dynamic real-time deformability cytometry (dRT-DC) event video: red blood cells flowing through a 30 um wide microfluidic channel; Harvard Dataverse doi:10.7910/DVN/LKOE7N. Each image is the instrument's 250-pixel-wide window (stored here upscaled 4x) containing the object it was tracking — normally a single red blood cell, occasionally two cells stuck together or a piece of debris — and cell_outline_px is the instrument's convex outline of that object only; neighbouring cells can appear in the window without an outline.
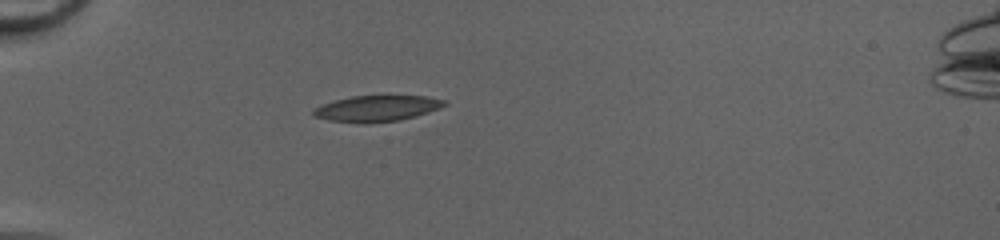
{"species": "common noctule bat (a hibernating species)", "species_latin": "Nyctalus noctula", "temperature_condition": "cold", "stored_images_in_passage": 30, "camera_frame_rate_fps": 3000, "um_per_image_px": 0.085, "animal": {"sex": "female", "body_mass_g": 20.0, "forearm_length_mm": 54.0}, "frame": {"image": 1, "passage_image": 1, "time_ms": 0.0, "image_size_px": [1000, 240], "cell_outline_px": [[448, 104], [440, 108], [416, 116], [400, 120], [364, 124], [328, 120], [312, 116], [312, 112], [316, 108], [324, 104], [336, 100], [352, 96], [424, 96], [444, 100]], "centroid_in_image_um": [32.03, 9.23], "position_along_channel_um": 53.0, "area_um2": 19.77}}
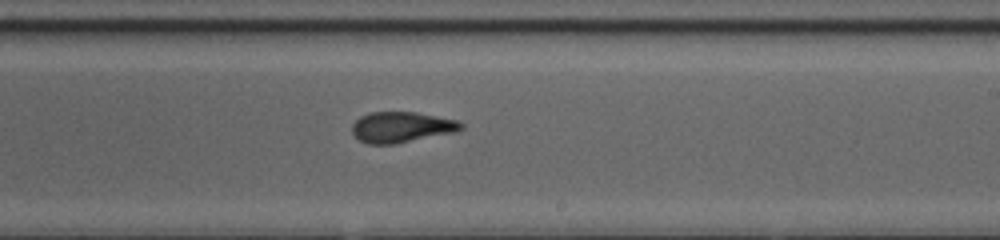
{"frame": {"image": 2, "passage_image": 17, "time_ms": 5.333, "image_size_px": [1000, 240], "cell_outline_px": [[464, 128], [456, 132], [396, 144], [368, 144], [360, 140], [352, 132], [352, 124], [360, 116], [372, 112], [416, 112], [456, 120], [464, 124]], "centroid_in_image_um": [34.14, 10.81], "position_along_channel_um": 254.9, "area_um2": 19.54}}
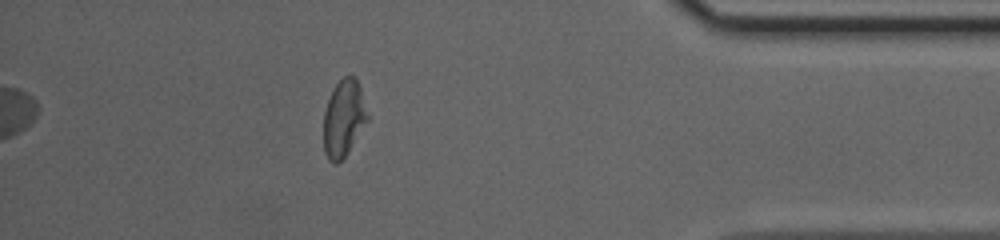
{"frame": {"image": 3, "passage_image": 30, "time_ms": 9.667, "image_size_px": [1000, 240], "cell_outline_px": [[368, 120], [344, 156], [336, 164], [332, 164], [328, 160], [324, 152], [324, 112], [328, 100], [336, 84], [344, 76], [356, 76], [360, 88], [368, 116]], "centroid_in_image_um": [29.2, 10.06], "position_along_channel_um": 406.0, "area_um2": 19.25}, "authors_computed_cell_mechanics": {"area_um2": 19.8832, "velocity_mm_per_s": 4.2132, "shape_relaxation_time_tau1_ms": 3.2075, "shape_relaxation_time_tau2_ms": 1.639, "deformation_change_tau1": 0.1417, "deformation_change_tau2": 0.0989}}